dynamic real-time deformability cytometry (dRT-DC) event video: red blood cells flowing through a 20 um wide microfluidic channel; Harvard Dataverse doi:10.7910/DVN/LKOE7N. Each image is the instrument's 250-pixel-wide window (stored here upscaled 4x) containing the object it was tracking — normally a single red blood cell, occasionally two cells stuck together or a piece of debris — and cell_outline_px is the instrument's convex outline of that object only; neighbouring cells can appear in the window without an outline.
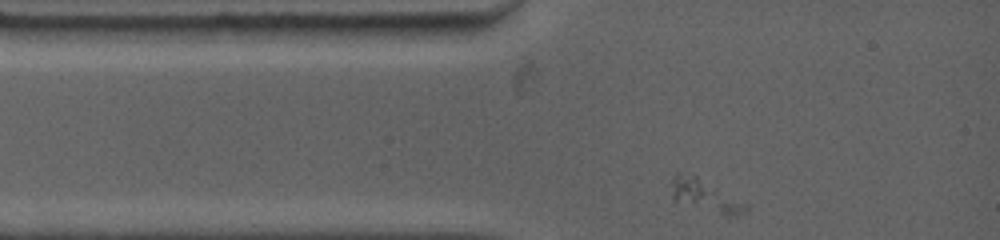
{"species": "common noctule bat (a hibernating species)", "species_latin": "Nyctalus noctula", "temperature_condition": "warm", "stored_images_in_passage": 6, "camera_frame_rate_fps": 4500, "um_per_image_px": 0.085, "animal": {"sex": "female", "body_mass_g": 19.0, "forearm_length_mm": 53.3}, "frame": {"image": 1, "passage_image": 1, "time_ms": 0.0, "image_size_px": [1000, 240], "cell_outline_px": [[748, 208], [736, 216], [728, 216], [676, 200], [672, 196], [668, 184], [676, 172], [680, 172], [696, 176], [748, 204]], "centroid_in_image_um": [59.89, 16.59], "position_along_channel_um": 25.1, "area_um2": 13.47}}